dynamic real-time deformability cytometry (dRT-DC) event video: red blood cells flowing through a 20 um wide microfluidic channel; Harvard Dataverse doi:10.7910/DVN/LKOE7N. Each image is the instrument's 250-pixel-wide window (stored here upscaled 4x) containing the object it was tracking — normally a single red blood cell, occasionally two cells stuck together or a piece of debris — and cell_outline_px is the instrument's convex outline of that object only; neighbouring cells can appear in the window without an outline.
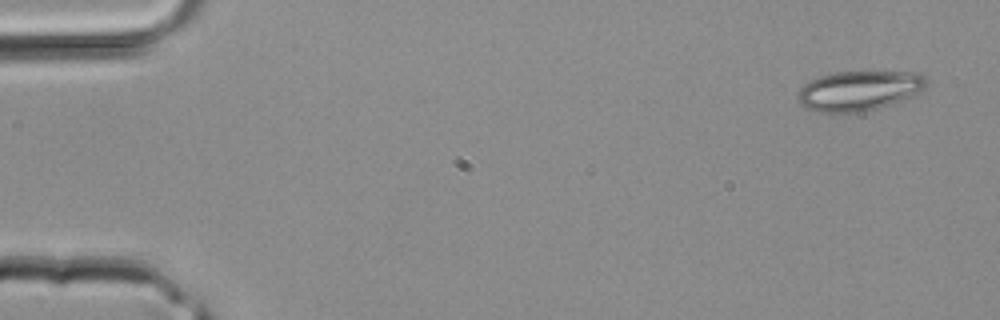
{"species": "common noctule bat (a hibernating species)", "species_latin": "Nyctalus noctula", "temperature_condition": "room temperature", "stored_images_in_passage": 2, "camera_frame_rate_fps": 3000, "um_per_image_px": 0.085, "animal": {"sex": "male", "body_mass_g": 20.4}, "frame": {"image": 1, "passage_image": 1, "time_ms": 0.0, "image_size_px": [1000, 320], "cell_outline_px": [[928, 80], [924, 88], [904, 100], [864, 112], [832, 116], [804, 108], [800, 104], [800, 88], [804, 84], [820, 76], [836, 72], [916, 72], [924, 76]], "centroid_in_image_um": [72.99, 7.75], "position_along_channel_um": 12.0, "area_um2": 30.29}}